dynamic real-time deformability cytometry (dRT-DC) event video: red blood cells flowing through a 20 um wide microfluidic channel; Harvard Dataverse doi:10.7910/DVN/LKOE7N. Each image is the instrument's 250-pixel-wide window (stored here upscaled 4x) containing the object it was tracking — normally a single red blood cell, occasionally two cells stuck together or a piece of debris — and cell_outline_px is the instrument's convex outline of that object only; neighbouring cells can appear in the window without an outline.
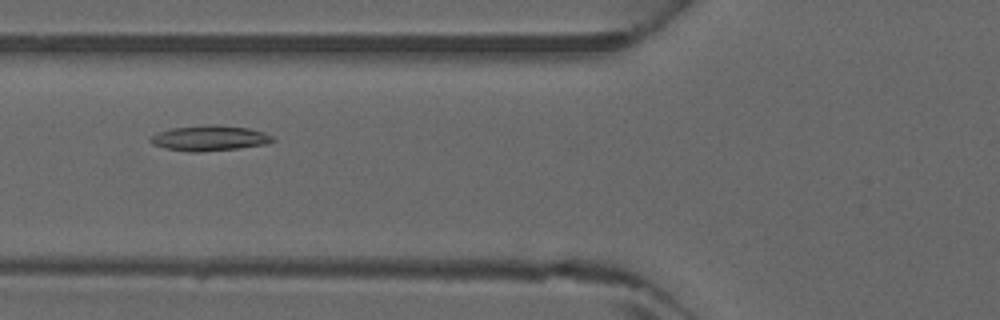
{"species": "common noctule bat (a hibernating species)", "species_latin": "Nyctalus noctula", "temperature_condition": "warm", "stored_images_in_passage": 5, "camera_frame_rate_fps": 3000, "um_per_image_px": 0.085, "animal": {"sex": "male", "forearm_length_mm": 52.5}, "frame": {"image": 1, "passage_image": 5, "time_ms": 1.333, "image_size_px": [1000, 320], "cell_outline_px": [[276, 140], [264, 144], [236, 148], [200, 152], [188, 152], [164, 148], [152, 144], [148, 140], [152, 136], [160, 132], [172, 128], [212, 124], [220, 124], [248, 128], [264, 132], [272, 136]], "centroid_in_image_um": [17.8, 11.74], "position_along_channel_um": 108.0, "area_um2": 17.98}}